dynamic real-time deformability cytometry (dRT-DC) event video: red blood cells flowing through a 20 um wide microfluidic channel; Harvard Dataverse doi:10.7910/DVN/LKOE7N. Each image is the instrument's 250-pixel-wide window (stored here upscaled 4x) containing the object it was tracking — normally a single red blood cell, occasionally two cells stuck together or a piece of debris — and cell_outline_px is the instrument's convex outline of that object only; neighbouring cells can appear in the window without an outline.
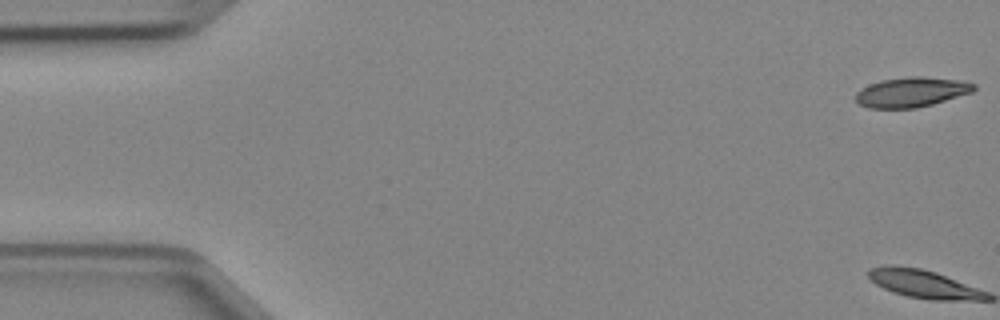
{"species": "Egyptian fruit bat (a non-hibernating species)", "species_latin": "Rousettus aegyptiacus", "temperature_condition": "cold", "stored_images_in_passage": 49, "camera_frame_rate_fps": 3000, "um_per_image_px": 0.085, "animal": {"sex": "female"}, "frame": {"image": 1, "passage_image": 1, "time_ms": 0.0, "image_size_px": [1000, 320], "cell_outline_px": [[976, 88], [972, 92], [932, 104], [916, 108], [868, 108], [860, 104], [856, 100], [856, 92], [860, 88], [868, 84], [880, 80], [908, 76], [920, 76], [956, 80], [976, 84]], "centroid_in_image_um": [77.43, 7.82], "position_along_channel_um": 7.6, "area_um2": 20.52}}
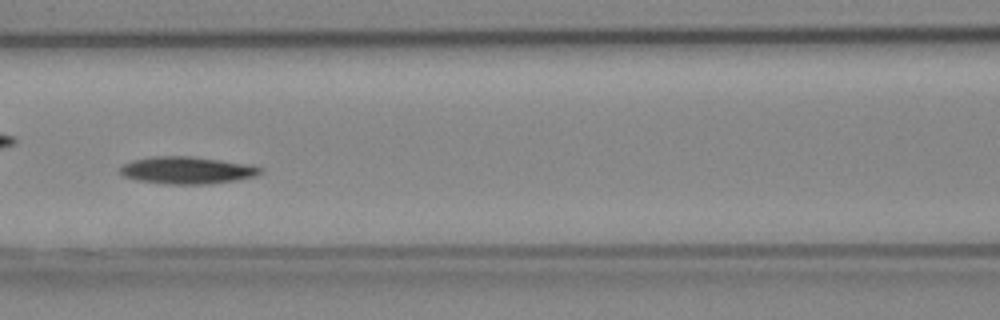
{"frame": {"image": 2, "passage_image": 22, "time_ms": 7.0, "image_size_px": [1000, 320], "cell_outline_px": [[264, 168], [256, 176], [236, 180], [208, 184], [168, 184], [136, 180], [124, 176], [120, 172], [120, 168], [124, 164], [132, 160], [152, 156], [192, 156], [252, 164]], "centroid_in_image_um": [15.92, 14.46], "position_along_channel_um": 150.7, "area_um2": 22.37}}
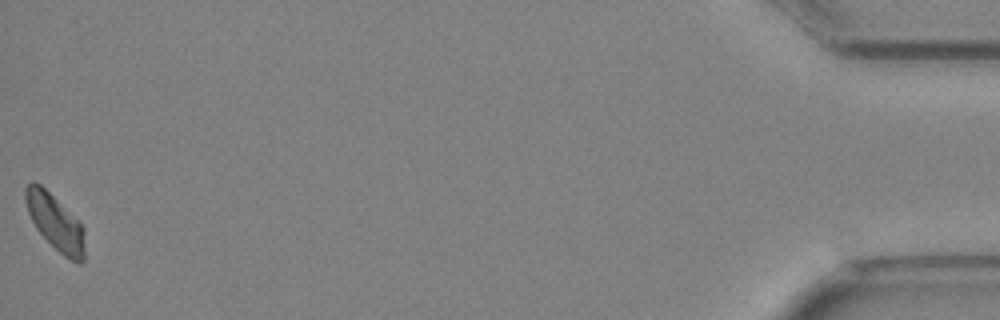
{"frame": {"image": 3, "passage_image": 49, "time_ms": 16.0, "image_size_px": [1000, 320], "cell_outline_px": [[84, 260], [80, 264], [64, 256], [36, 228], [28, 212], [24, 200], [24, 188], [32, 180], [40, 184], [80, 220], [84, 228]], "centroid_in_image_um": [4.7, 18.86], "position_along_channel_um": 430.5, "area_um2": 19.25}}